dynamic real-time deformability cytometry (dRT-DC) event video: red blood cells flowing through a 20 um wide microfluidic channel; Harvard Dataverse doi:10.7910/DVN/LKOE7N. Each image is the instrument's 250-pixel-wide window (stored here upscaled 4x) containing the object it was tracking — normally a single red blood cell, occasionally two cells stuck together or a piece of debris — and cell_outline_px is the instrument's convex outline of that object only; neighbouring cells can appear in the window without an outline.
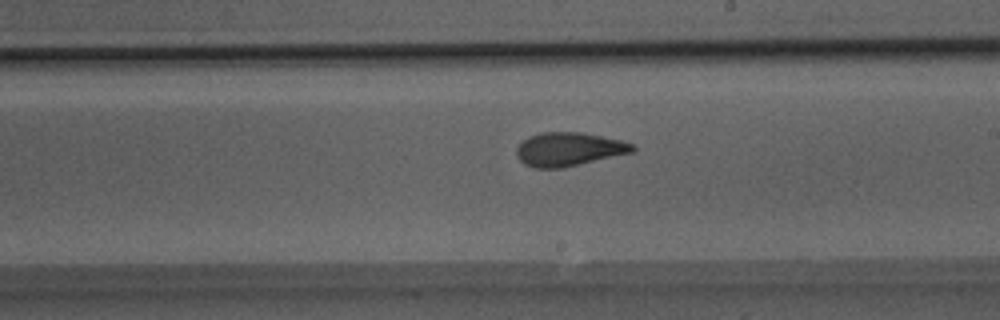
{"species": "Egyptian fruit bat (a non-hibernating species)", "species_latin": "Rousettus aegyptiacus", "temperature_condition": "room temperature", "stored_images_in_passage": 50, "camera_frame_rate_fps": 3000, "um_per_image_px": 0.085, "animal": {"sex": "male"}, "frame": {"image": 1, "passage_image": 29, "time_ms": 9.333, "image_size_px": [1000, 320], "cell_outline_px": [[636, 152], [564, 168], [532, 168], [524, 164], [516, 156], [516, 148], [528, 136], [540, 132], [580, 132], [620, 140], [632, 144], [636, 148]], "centroid_in_image_um": [48.35, 12.7], "position_along_channel_um": 240.6, "area_um2": 23.0}}
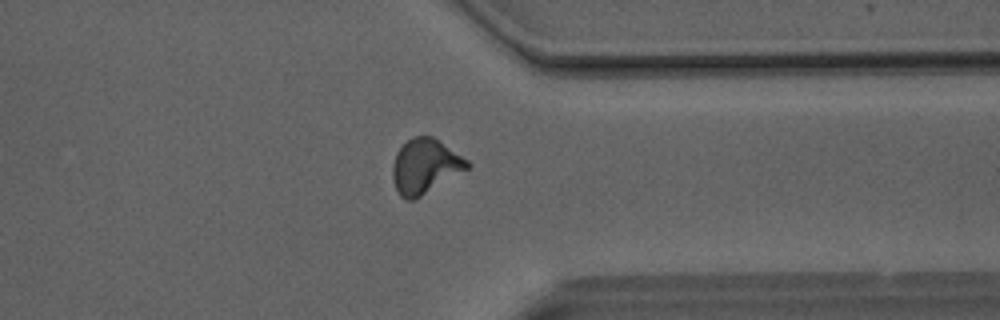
{"frame": {"image": 2, "passage_image": 39, "time_ms": 12.667, "image_size_px": [1000, 320], "cell_outline_px": [[472, 164], [468, 168], [420, 196], [412, 200], [404, 200], [400, 196], [396, 188], [392, 176], [392, 164], [396, 152], [412, 136], [432, 136], [468, 160]], "centroid_in_image_um": [36.1, 14.12], "position_along_channel_um": 375.3, "area_um2": 23.41}}
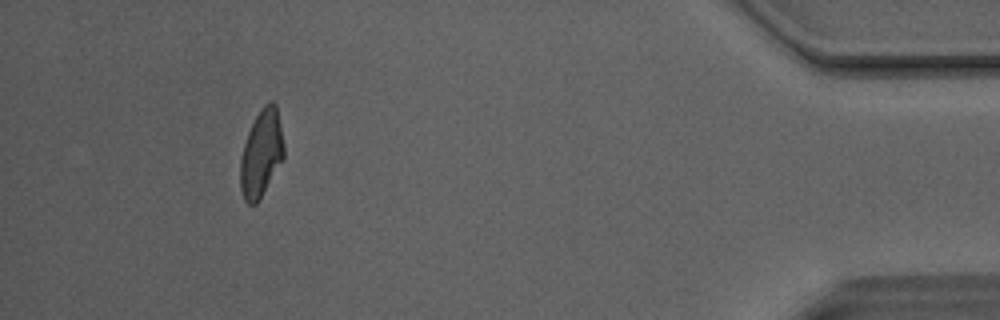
{"frame": {"image": 3, "passage_image": 46, "time_ms": 15.0, "image_size_px": [1000, 320], "cell_outline_px": [[284, 156], [260, 200], [256, 204], [248, 204], [244, 200], [240, 188], [240, 160], [244, 144], [248, 132], [256, 116], [264, 104], [272, 100], [276, 104], [284, 148]], "centroid_in_image_um": [22.2, 13.07], "position_along_channel_um": 413.0, "area_um2": 21.91}, "authors_computed_cell_mechanics": {"area_um2": 22.8599, "velocity_mm_per_s": 4.1406, "shape_relaxation_time_tau1_ms": 6.4957, "shape_relaxation_time_tau2_ms": 1.6374, "deformation_change_tau1": 0.1853, "deformation_change_tau2": 0.0898}}